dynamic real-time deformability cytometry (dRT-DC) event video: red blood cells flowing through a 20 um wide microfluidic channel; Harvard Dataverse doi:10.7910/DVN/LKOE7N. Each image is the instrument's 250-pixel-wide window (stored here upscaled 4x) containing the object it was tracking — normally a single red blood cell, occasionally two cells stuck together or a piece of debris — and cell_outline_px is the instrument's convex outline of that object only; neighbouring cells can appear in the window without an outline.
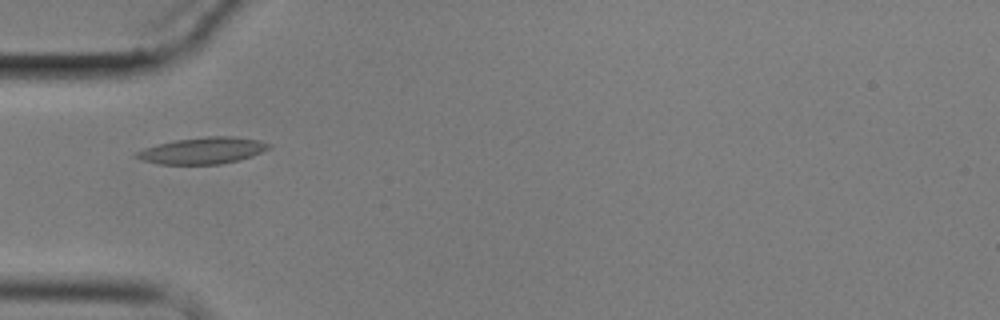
{"species": "common noctule bat (a hibernating species)", "species_latin": "Nyctalus noctula", "temperature_condition": "cold", "stored_images_in_passage": 6, "camera_frame_rate_fps": 3000, "um_per_image_px": 0.085, "animal": {"sex": "male", "body_mass_g": 17.9}, "frame": {"image": 1, "passage_image": 1, "time_ms": 0.0, "image_size_px": [1000, 320], "cell_outline_px": [[272, 144], [268, 148], [252, 156], [240, 160], [220, 164], [160, 164], [140, 160], [132, 156], [136, 152], [144, 148], [176, 140], [204, 136], [232, 136], [260, 140]], "centroid_in_image_um": [17.22, 12.8], "position_along_channel_um": 67.8, "area_um2": 20.46}}
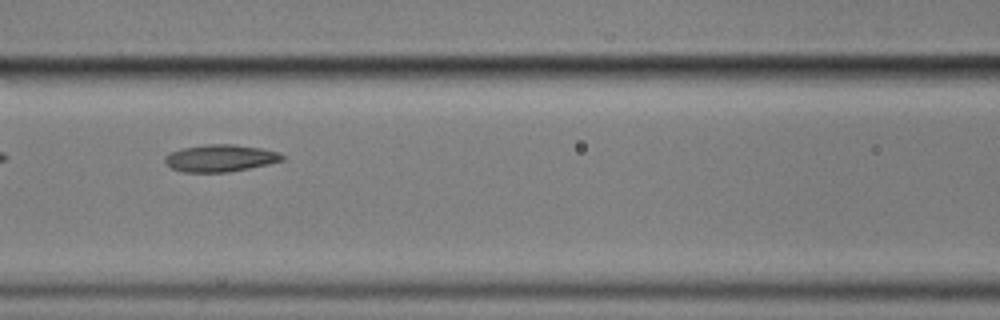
{"frame": {"image": 2, "passage_image": 3, "time_ms": 2.333, "image_size_px": [1000, 320], "cell_outline_px": [[284, 160], [268, 164], [228, 172], [180, 172], [172, 168], [164, 160], [164, 156], [172, 152], [184, 148], [204, 144], [232, 144], [260, 148], [280, 152], [284, 156]], "centroid_in_image_um": [18.73, 13.44], "position_along_channel_um": 147.9, "area_um2": 18.44}}
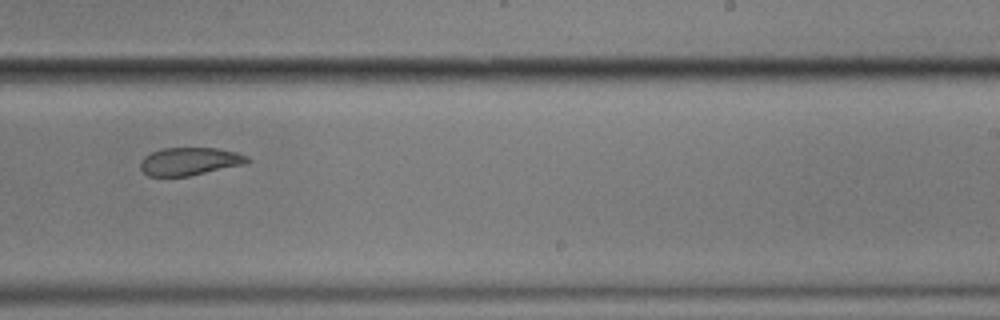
{"frame": {"image": 3, "passage_image": 6, "time_ms": 6.0, "image_size_px": [1000, 320], "cell_outline_px": [[252, 160], [244, 164], [188, 176], [148, 176], [140, 168], [140, 164], [144, 156], [152, 152], [164, 148], [216, 148], [236, 152], [248, 156]], "centroid_in_image_um": [16.13, 13.71], "position_along_channel_um": 272.9, "area_um2": 17.22}}